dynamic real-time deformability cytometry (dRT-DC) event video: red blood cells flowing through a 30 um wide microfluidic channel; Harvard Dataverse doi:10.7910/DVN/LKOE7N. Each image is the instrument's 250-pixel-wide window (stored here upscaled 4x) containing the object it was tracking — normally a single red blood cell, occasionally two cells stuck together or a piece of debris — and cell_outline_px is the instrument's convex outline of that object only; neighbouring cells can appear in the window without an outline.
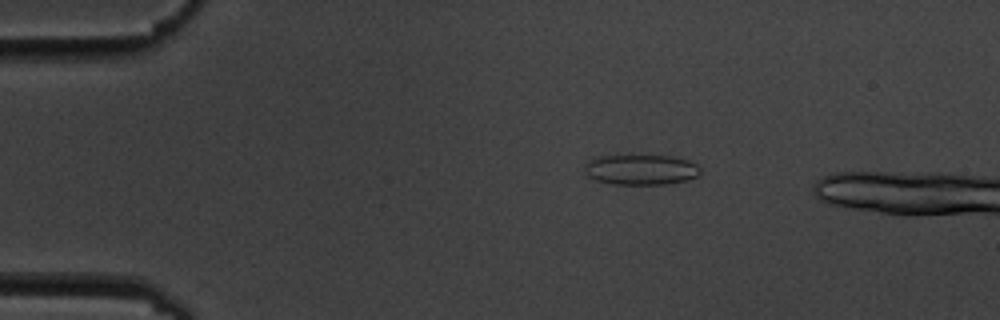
{"species": "common noctule bat (a hibernating species)", "species_latin": "Nyctalus noctula", "temperature_condition": "cold", "stored_images_in_passage": 5, "camera_frame_rate_fps": 3000, "um_per_image_px": 0.085, "animal": {"sex": "male", "body_mass_g": 19.5, "forearm_length_mm": 54.6}, "frame": {"image": 1, "passage_image": 3, "time_ms": 2.333, "image_size_px": [1000, 320], "cell_outline_px": [[700, 172], [696, 176], [688, 180], [664, 184], [612, 184], [596, 180], [584, 176], [584, 164], [592, 156], [672, 156], [688, 160], [696, 164], [700, 168]], "centroid_in_image_um": [54.4, 14.42], "position_along_channel_um": 30.6, "area_um2": 20.63}}